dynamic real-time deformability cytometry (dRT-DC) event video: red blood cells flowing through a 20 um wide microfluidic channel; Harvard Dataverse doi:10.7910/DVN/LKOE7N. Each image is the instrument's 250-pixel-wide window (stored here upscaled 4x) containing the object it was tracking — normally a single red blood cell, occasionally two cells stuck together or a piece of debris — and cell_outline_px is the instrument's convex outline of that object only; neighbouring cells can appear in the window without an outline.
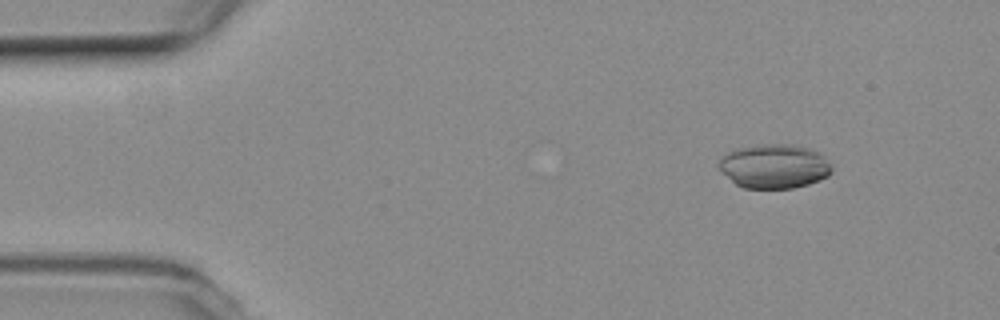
{"species": "common noctule bat (a hibernating species)", "species_latin": "Nyctalus noctula", "temperature_condition": "room temperature", "stored_images_in_passage": 52, "camera_frame_rate_fps": 3000, "um_per_image_px": 0.085, "animal": {"sex": "female", "body_mass_g": 19.3, "forearm_length_mm": 54.1}, "frame": {"image": 1, "passage_image": 2, "time_ms": 0.333, "image_size_px": [1000, 320], "cell_outline_px": [[832, 172], [828, 176], [820, 180], [808, 184], [792, 188], [744, 188], [736, 184], [720, 172], [720, 160], [724, 152], [736, 148], [756, 144], [792, 144], [808, 148], [824, 156], [832, 168]], "centroid_in_image_um": [65.78, 14.12], "position_along_channel_um": 19.2, "area_um2": 29.25}}
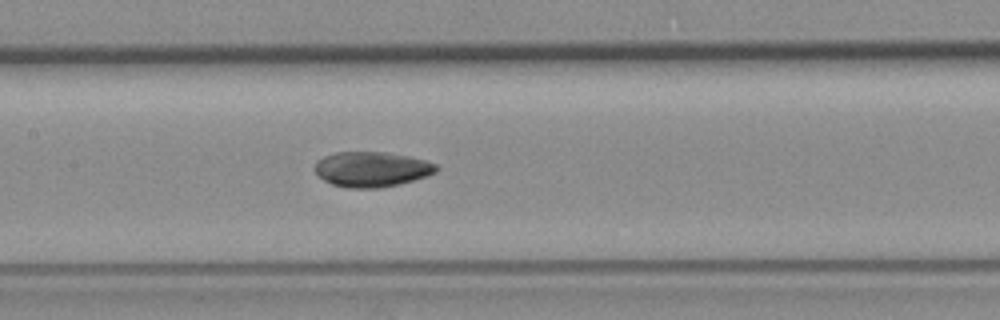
{"frame": {"image": 2, "passage_image": 22, "time_ms": 7.0, "image_size_px": [1000, 320], "cell_outline_px": [[440, 168], [436, 172], [428, 176], [400, 184], [380, 188], [348, 188], [332, 184], [316, 176], [312, 168], [316, 160], [324, 156], [336, 152], [384, 152], [408, 156], [428, 160], [436, 164]], "centroid_in_image_um": [31.58, 14.39], "position_along_channel_um": 175.8, "area_um2": 25.37}}
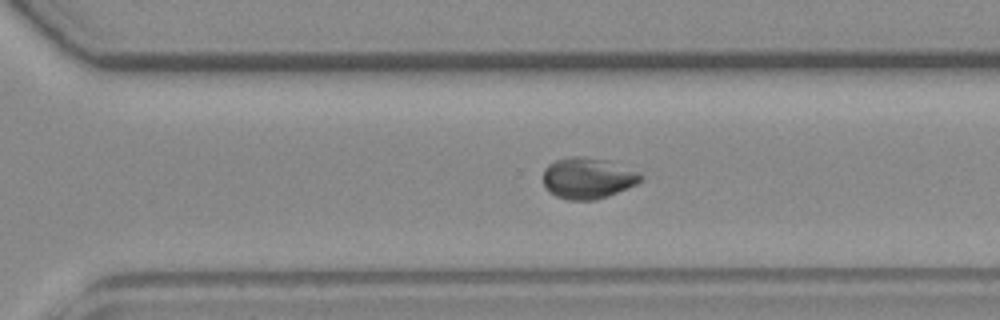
{"frame": {"image": 3, "passage_image": 34, "time_ms": 11.0, "image_size_px": [1000, 320], "cell_outline_px": [[644, 180], [636, 184], [608, 196], [596, 200], [568, 200], [556, 196], [548, 192], [544, 188], [544, 168], [548, 164], [556, 160], [572, 156], [584, 156], [608, 160], [640, 172], [644, 176]], "centroid_in_image_um": [49.97, 15.14], "position_along_channel_um": 320.6, "area_um2": 23.7}}